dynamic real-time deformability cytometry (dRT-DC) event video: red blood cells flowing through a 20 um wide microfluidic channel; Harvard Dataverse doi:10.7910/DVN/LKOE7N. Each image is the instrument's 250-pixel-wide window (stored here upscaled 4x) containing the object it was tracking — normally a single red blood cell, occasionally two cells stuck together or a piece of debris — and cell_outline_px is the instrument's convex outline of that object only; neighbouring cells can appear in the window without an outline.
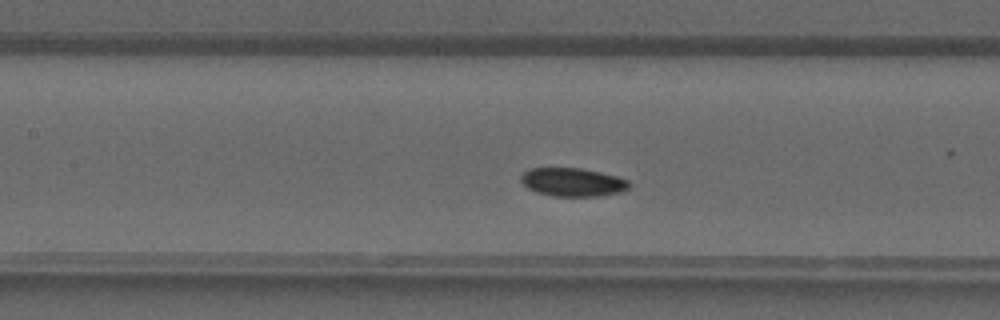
{"species": "common noctule bat (a hibernating species)", "species_latin": "Nyctalus noctula", "temperature_condition": "warm", "stored_images_in_passage": 34, "camera_frame_rate_fps": 3000, "um_per_image_px": 0.085, "animal": {"sex": "male", "forearm_length_mm": 52.5}, "frame": {"image": 1, "passage_image": 12, "time_ms": 3.667, "image_size_px": [1000, 320], "cell_outline_px": [[628, 188], [620, 192], [600, 196], [552, 196], [536, 192], [528, 188], [520, 180], [520, 176], [528, 168], [580, 168], [600, 172], [616, 176], [628, 180]], "centroid_in_image_um": [48.64, 15.48], "position_along_channel_um": 158.8, "area_um2": 17.86}}
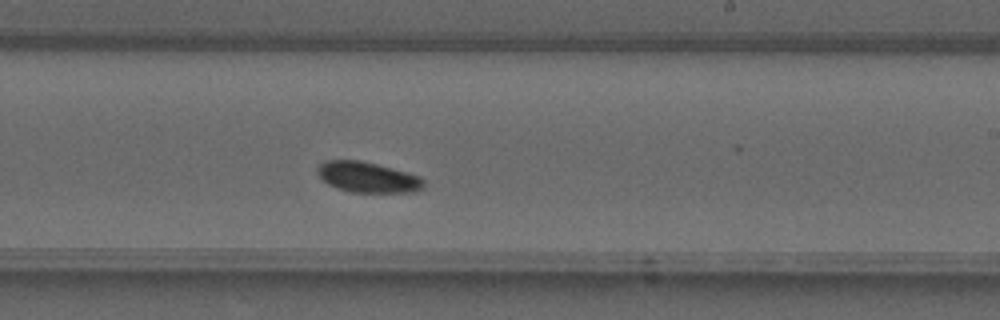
{"frame": {"image": 2, "passage_image": 18, "time_ms": 5.667, "image_size_px": [1000, 320], "cell_outline_px": [[424, 188], [412, 192], [352, 192], [336, 188], [328, 184], [320, 176], [316, 168], [320, 164], [328, 160], [360, 160], [392, 168], [420, 176], [424, 180]], "centroid_in_image_um": [31.27, 15.06], "position_along_channel_um": 257.7, "area_um2": 18.79}}
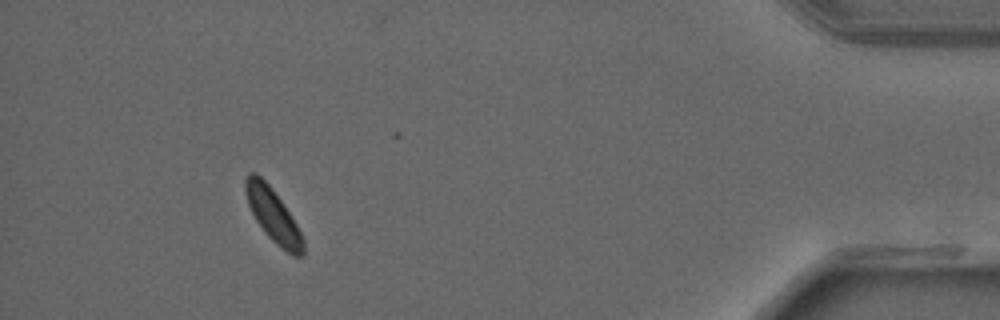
{"frame": {"image": 3, "passage_image": 31, "time_ms": 10.0, "image_size_px": [1000, 320], "cell_outline_px": [[304, 256], [292, 256], [276, 244], [264, 232], [256, 220], [248, 204], [244, 192], [244, 180], [248, 172], [256, 172], [272, 188], [284, 204], [296, 224], [304, 240]], "centroid_in_image_um": [23.2, 18.29], "position_along_channel_um": 412.0, "area_um2": 17.98}}